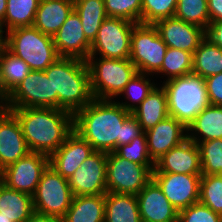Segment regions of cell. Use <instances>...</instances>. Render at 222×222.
<instances>
[{
	"instance_id": "obj_1",
	"label": "cell",
	"mask_w": 222,
	"mask_h": 222,
	"mask_svg": "<svg viewBox=\"0 0 222 222\" xmlns=\"http://www.w3.org/2000/svg\"><path fill=\"white\" fill-rule=\"evenodd\" d=\"M73 129L94 151L114 152L144 131L138 120L112 100L93 99L73 115Z\"/></svg>"
},
{
	"instance_id": "obj_2",
	"label": "cell",
	"mask_w": 222,
	"mask_h": 222,
	"mask_svg": "<svg viewBox=\"0 0 222 222\" xmlns=\"http://www.w3.org/2000/svg\"><path fill=\"white\" fill-rule=\"evenodd\" d=\"M18 119L30 152L54 153L73 129V114L59 108L8 109Z\"/></svg>"
},
{
	"instance_id": "obj_3",
	"label": "cell",
	"mask_w": 222,
	"mask_h": 222,
	"mask_svg": "<svg viewBox=\"0 0 222 222\" xmlns=\"http://www.w3.org/2000/svg\"><path fill=\"white\" fill-rule=\"evenodd\" d=\"M44 72L53 85V108L63 109L74 115L94 99L85 60L59 57Z\"/></svg>"
},
{
	"instance_id": "obj_4",
	"label": "cell",
	"mask_w": 222,
	"mask_h": 222,
	"mask_svg": "<svg viewBox=\"0 0 222 222\" xmlns=\"http://www.w3.org/2000/svg\"><path fill=\"white\" fill-rule=\"evenodd\" d=\"M3 46L25 61L31 71H44L60 56L53 37L34 26L17 27L7 32Z\"/></svg>"
},
{
	"instance_id": "obj_5",
	"label": "cell",
	"mask_w": 222,
	"mask_h": 222,
	"mask_svg": "<svg viewBox=\"0 0 222 222\" xmlns=\"http://www.w3.org/2000/svg\"><path fill=\"white\" fill-rule=\"evenodd\" d=\"M89 56L86 60L90 73V89L94 99L111 100L121 94L137 74L135 65L128 59Z\"/></svg>"
},
{
	"instance_id": "obj_6",
	"label": "cell",
	"mask_w": 222,
	"mask_h": 222,
	"mask_svg": "<svg viewBox=\"0 0 222 222\" xmlns=\"http://www.w3.org/2000/svg\"><path fill=\"white\" fill-rule=\"evenodd\" d=\"M167 93L169 115L186 127L208 103L204 79L189 75L163 82Z\"/></svg>"
},
{
	"instance_id": "obj_7",
	"label": "cell",
	"mask_w": 222,
	"mask_h": 222,
	"mask_svg": "<svg viewBox=\"0 0 222 222\" xmlns=\"http://www.w3.org/2000/svg\"><path fill=\"white\" fill-rule=\"evenodd\" d=\"M167 48L154 25L137 23L132 30L129 60L135 65L137 72L157 74Z\"/></svg>"
},
{
	"instance_id": "obj_8",
	"label": "cell",
	"mask_w": 222,
	"mask_h": 222,
	"mask_svg": "<svg viewBox=\"0 0 222 222\" xmlns=\"http://www.w3.org/2000/svg\"><path fill=\"white\" fill-rule=\"evenodd\" d=\"M32 197L35 212L62 219L71 205L73 195L68 180L49 165Z\"/></svg>"
},
{
	"instance_id": "obj_9",
	"label": "cell",
	"mask_w": 222,
	"mask_h": 222,
	"mask_svg": "<svg viewBox=\"0 0 222 222\" xmlns=\"http://www.w3.org/2000/svg\"><path fill=\"white\" fill-rule=\"evenodd\" d=\"M136 23L123 18L107 17L91 43L89 56L128 59L132 30Z\"/></svg>"
},
{
	"instance_id": "obj_10",
	"label": "cell",
	"mask_w": 222,
	"mask_h": 222,
	"mask_svg": "<svg viewBox=\"0 0 222 222\" xmlns=\"http://www.w3.org/2000/svg\"><path fill=\"white\" fill-rule=\"evenodd\" d=\"M151 179L152 171L146 165L107 153V192L137 195Z\"/></svg>"
},
{
	"instance_id": "obj_11",
	"label": "cell",
	"mask_w": 222,
	"mask_h": 222,
	"mask_svg": "<svg viewBox=\"0 0 222 222\" xmlns=\"http://www.w3.org/2000/svg\"><path fill=\"white\" fill-rule=\"evenodd\" d=\"M48 166L49 156L39 152H29L1 170L0 181L11 189L33 196Z\"/></svg>"
},
{
	"instance_id": "obj_12",
	"label": "cell",
	"mask_w": 222,
	"mask_h": 222,
	"mask_svg": "<svg viewBox=\"0 0 222 222\" xmlns=\"http://www.w3.org/2000/svg\"><path fill=\"white\" fill-rule=\"evenodd\" d=\"M7 108H53V85L44 71H31L7 96Z\"/></svg>"
},
{
	"instance_id": "obj_13",
	"label": "cell",
	"mask_w": 222,
	"mask_h": 222,
	"mask_svg": "<svg viewBox=\"0 0 222 222\" xmlns=\"http://www.w3.org/2000/svg\"><path fill=\"white\" fill-rule=\"evenodd\" d=\"M106 168L107 153L94 151L68 179L72 195L106 194Z\"/></svg>"
},
{
	"instance_id": "obj_14",
	"label": "cell",
	"mask_w": 222,
	"mask_h": 222,
	"mask_svg": "<svg viewBox=\"0 0 222 222\" xmlns=\"http://www.w3.org/2000/svg\"><path fill=\"white\" fill-rule=\"evenodd\" d=\"M201 176L202 174L152 171V178L178 211L199 202Z\"/></svg>"
},
{
	"instance_id": "obj_15",
	"label": "cell",
	"mask_w": 222,
	"mask_h": 222,
	"mask_svg": "<svg viewBox=\"0 0 222 222\" xmlns=\"http://www.w3.org/2000/svg\"><path fill=\"white\" fill-rule=\"evenodd\" d=\"M93 152L92 146L73 130L65 142L49 156V165L68 180Z\"/></svg>"
},
{
	"instance_id": "obj_16",
	"label": "cell",
	"mask_w": 222,
	"mask_h": 222,
	"mask_svg": "<svg viewBox=\"0 0 222 222\" xmlns=\"http://www.w3.org/2000/svg\"><path fill=\"white\" fill-rule=\"evenodd\" d=\"M136 198L142 222H178V210L153 178Z\"/></svg>"
},
{
	"instance_id": "obj_17",
	"label": "cell",
	"mask_w": 222,
	"mask_h": 222,
	"mask_svg": "<svg viewBox=\"0 0 222 222\" xmlns=\"http://www.w3.org/2000/svg\"><path fill=\"white\" fill-rule=\"evenodd\" d=\"M154 26L167 47L188 51L192 54L205 38L203 28L189 24L176 17L159 20Z\"/></svg>"
},
{
	"instance_id": "obj_18",
	"label": "cell",
	"mask_w": 222,
	"mask_h": 222,
	"mask_svg": "<svg viewBox=\"0 0 222 222\" xmlns=\"http://www.w3.org/2000/svg\"><path fill=\"white\" fill-rule=\"evenodd\" d=\"M52 37L60 57H73L85 61L88 59L91 43L84 35L80 17L75 10Z\"/></svg>"
},
{
	"instance_id": "obj_19",
	"label": "cell",
	"mask_w": 222,
	"mask_h": 222,
	"mask_svg": "<svg viewBox=\"0 0 222 222\" xmlns=\"http://www.w3.org/2000/svg\"><path fill=\"white\" fill-rule=\"evenodd\" d=\"M29 152L17 117L7 110L0 115V171Z\"/></svg>"
},
{
	"instance_id": "obj_20",
	"label": "cell",
	"mask_w": 222,
	"mask_h": 222,
	"mask_svg": "<svg viewBox=\"0 0 222 222\" xmlns=\"http://www.w3.org/2000/svg\"><path fill=\"white\" fill-rule=\"evenodd\" d=\"M187 127L179 120L168 116L155 127L145 131L148 153L156 162L162 155L187 139Z\"/></svg>"
},
{
	"instance_id": "obj_21",
	"label": "cell",
	"mask_w": 222,
	"mask_h": 222,
	"mask_svg": "<svg viewBox=\"0 0 222 222\" xmlns=\"http://www.w3.org/2000/svg\"><path fill=\"white\" fill-rule=\"evenodd\" d=\"M153 171L178 174H202L200 150L198 145L184 140L162 155L154 165Z\"/></svg>"
},
{
	"instance_id": "obj_22",
	"label": "cell",
	"mask_w": 222,
	"mask_h": 222,
	"mask_svg": "<svg viewBox=\"0 0 222 222\" xmlns=\"http://www.w3.org/2000/svg\"><path fill=\"white\" fill-rule=\"evenodd\" d=\"M73 10L74 3L67 0H40L33 26L53 36Z\"/></svg>"
},
{
	"instance_id": "obj_23",
	"label": "cell",
	"mask_w": 222,
	"mask_h": 222,
	"mask_svg": "<svg viewBox=\"0 0 222 222\" xmlns=\"http://www.w3.org/2000/svg\"><path fill=\"white\" fill-rule=\"evenodd\" d=\"M193 131L190 135L188 132ZM195 131V132H194ZM187 138L196 144L212 139H222V106L208 104L187 126ZM201 137V138H199Z\"/></svg>"
},
{
	"instance_id": "obj_24",
	"label": "cell",
	"mask_w": 222,
	"mask_h": 222,
	"mask_svg": "<svg viewBox=\"0 0 222 222\" xmlns=\"http://www.w3.org/2000/svg\"><path fill=\"white\" fill-rule=\"evenodd\" d=\"M131 114L138 120L143 131L155 127L169 116L168 98L163 86L155 87Z\"/></svg>"
},
{
	"instance_id": "obj_25",
	"label": "cell",
	"mask_w": 222,
	"mask_h": 222,
	"mask_svg": "<svg viewBox=\"0 0 222 222\" xmlns=\"http://www.w3.org/2000/svg\"><path fill=\"white\" fill-rule=\"evenodd\" d=\"M105 194L73 196L62 222H104Z\"/></svg>"
},
{
	"instance_id": "obj_26",
	"label": "cell",
	"mask_w": 222,
	"mask_h": 222,
	"mask_svg": "<svg viewBox=\"0 0 222 222\" xmlns=\"http://www.w3.org/2000/svg\"><path fill=\"white\" fill-rule=\"evenodd\" d=\"M33 197L0 181V213L13 222H25L34 213Z\"/></svg>"
},
{
	"instance_id": "obj_27",
	"label": "cell",
	"mask_w": 222,
	"mask_h": 222,
	"mask_svg": "<svg viewBox=\"0 0 222 222\" xmlns=\"http://www.w3.org/2000/svg\"><path fill=\"white\" fill-rule=\"evenodd\" d=\"M104 222H142L136 195L107 192Z\"/></svg>"
},
{
	"instance_id": "obj_28",
	"label": "cell",
	"mask_w": 222,
	"mask_h": 222,
	"mask_svg": "<svg viewBox=\"0 0 222 222\" xmlns=\"http://www.w3.org/2000/svg\"><path fill=\"white\" fill-rule=\"evenodd\" d=\"M31 72L29 65L8 51L0 50V88L8 96Z\"/></svg>"
},
{
	"instance_id": "obj_29",
	"label": "cell",
	"mask_w": 222,
	"mask_h": 222,
	"mask_svg": "<svg viewBox=\"0 0 222 222\" xmlns=\"http://www.w3.org/2000/svg\"><path fill=\"white\" fill-rule=\"evenodd\" d=\"M192 75L207 78L222 72V49L204 38L193 53Z\"/></svg>"
},
{
	"instance_id": "obj_30",
	"label": "cell",
	"mask_w": 222,
	"mask_h": 222,
	"mask_svg": "<svg viewBox=\"0 0 222 222\" xmlns=\"http://www.w3.org/2000/svg\"><path fill=\"white\" fill-rule=\"evenodd\" d=\"M74 10L80 17L86 39L92 43L102 22L108 17L104 0H76Z\"/></svg>"
},
{
	"instance_id": "obj_31",
	"label": "cell",
	"mask_w": 222,
	"mask_h": 222,
	"mask_svg": "<svg viewBox=\"0 0 222 222\" xmlns=\"http://www.w3.org/2000/svg\"><path fill=\"white\" fill-rule=\"evenodd\" d=\"M40 0H7L6 14L0 24L1 31L33 26ZM6 24V25H5Z\"/></svg>"
},
{
	"instance_id": "obj_32",
	"label": "cell",
	"mask_w": 222,
	"mask_h": 222,
	"mask_svg": "<svg viewBox=\"0 0 222 222\" xmlns=\"http://www.w3.org/2000/svg\"><path fill=\"white\" fill-rule=\"evenodd\" d=\"M193 54L168 47L165 53L161 69L157 73H163L168 76L166 81L192 75Z\"/></svg>"
},
{
	"instance_id": "obj_33",
	"label": "cell",
	"mask_w": 222,
	"mask_h": 222,
	"mask_svg": "<svg viewBox=\"0 0 222 222\" xmlns=\"http://www.w3.org/2000/svg\"><path fill=\"white\" fill-rule=\"evenodd\" d=\"M174 17L204 30L210 23L207 0H178Z\"/></svg>"
},
{
	"instance_id": "obj_34",
	"label": "cell",
	"mask_w": 222,
	"mask_h": 222,
	"mask_svg": "<svg viewBox=\"0 0 222 222\" xmlns=\"http://www.w3.org/2000/svg\"><path fill=\"white\" fill-rule=\"evenodd\" d=\"M146 77H148L147 74L137 72L120 94L125 93L126 99L131 100L133 104L128 102L117 103L129 112L134 111L156 87L155 83H151V80Z\"/></svg>"
},
{
	"instance_id": "obj_35",
	"label": "cell",
	"mask_w": 222,
	"mask_h": 222,
	"mask_svg": "<svg viewBox=\"0 0 222 222\" xmlns=\"http://www.w3.org/2000/svg\"><path fill=\"white\" fill-rule=\"evenodd\" d=\"M202 175H222V139L199 142Z\"/></svg>"
},
{
	"instance_id": "obj_36",
	"label": "cell",
	"mask_w": 222,
	"mask_h": 222,
	"mask_svg": "<svg viewBox=\"0 0 222 222\" xmlns=\"http://www.w3.org/2000/svg\"><path fill=\"white\" fill-rule=\"evenodd\" d=\"M199 202L222 215V175H202Z\"/></svg>"
},
{
	"instance_id": "obj_37",
	"label": "cell",
	"mask_w": 222,
	"mask_h": 222,
	"mask_svg": "<svg viewBox=\"0 0 222 222\" xmlns=\"http://www.w3.org/2000/svg\"><path fill=\"white\" fill-rule=\"evenodd\" d=\"M114 152L131 162L146 165L151 171L154 169L155 162L149 156L145 132L134 138L129 144L117 147Z\"/></svg>"
},
{
	"instance_id": "obj_38",
	"label": "cell",
	"mask_w": 222,
	"mask_h": 222,
	"mask_svg": "<svg viewBox=\"0 0 222 222\" xmlns=\"http://www.w3.org/2000/svg\"><path fill=\"white\" fill-rule=\"evenodd\" d=\"M104 6L108 17L142 24V0H104Z\"/></svg>"
},
{
	"instance_id": "obj_39",
	"label": "cell",
	"mask_w": 222,
	"mask_h": 222,
	"mask_svg": "<svg viewBox=\"0 0 222 222\" xmlns=\"http://www.w3.org/2000/svg\"><path fill=\"white\" fill-rule=\"evenodd\" d=\"M178 0H142V24L174 17Z\"/></svg>"
},
{
	"instance_id": "obj_40",
	"label": "cell",
	"mask_w": 222,
	"mask_h": 222,
	"mask_svg": "<svg viewBox=\"0 0 222 222\" xmlns=\"http://www.w3.org/2000/svg\"><path fill=\"white\" fill-rule=\"evenodd\" d=\"M220 217L200 202L178 211V222H220Z\"/></svg>"
},
{
	"instance_id": "obj_41",
	"label": "cell",
	"mask_w": 222,
	"mask_h": 222,
	"mask_svg": "<svg viewBox=\"0 0 222 222\" xmlns=\"http://www.w3.org/2000/svg\"><path fill=\"white\" fill-rule=\"evenodd\" d=\"M208 103L222 106V72L204 79Z\"/></svg>"
},
{
	"instance_id": "obj_42",
	"label": "cell",
	"mask_w": 222,
	"mask_h": 222,
	"mask_svg": "<svg viewBox=\"0 0 222 222\" xmlns=\"http://www.w3.org/2000/svg\"><path fill=\"white\" fill-rule=\"evenodd\" d=\"M205 38L222 49V21L210 22L205 29Z\"/></svg>"
},
{
	"instance_id": "obj_43",
	"label": "cell",
	"mask_w": 222,
	"mask_h": 222,
	"mask_svg": "<svg viewBox=\"0 0 222 222\" xmlns=\"http://www.w3.org/2000/svg\"><path fill=\"white\" fill-rule=\"evenodd\" d=\"M210 22L222 21V0H207Z\"/></svg>"
},
{
	"instance_id": "obj_44",
	"label": "cell",
	"mask_w": 222,
	"mask_h": 222,
	"mask_svg": "<svg viewBox=\"0 0 222 222\" xmlns=\"http://www.w3.org/2000/svg\"><path fill=\"white\" fill-rule=\"evenodd\" d=\"M25 222H62V219L34 212Z\"/></svg>"
},
{
	"instance_id": "obj_45",
	"label": "cell",
	"mask_w": 222,
	"mask_h": 222,
	"mask_svg": "<svg viewBox=\"0 0 222 222\" xmlns=\"http://www.w3.org/2000/svg\"><path fill=\"white\" fill-rule=\"evenodd\" d=\"M1 103L3 105H1ZM8 110L7 108V96L3 93L0 88V115L5 113Z\"/></svg>"
},
{
	"instance_id": "obj_46",
	"label": "cell",
	"mask_w": 222,
	"mask_h": 222,
	"mask_svg": "<svg viewBox=\"0 0 222 222\" xmlns=\"http://www.w3.org/2000/svg\"><path fill=\"white\" fill-rule=\"evenodd\" d=\"M7 0H0V24L6 14Z\"/></svg>"
},
{
	"instance_id": "obj_47",
	"label": "cell",
	"mask_w": 222,
	"mask_h": 222,
	"mask_svg": "<svg viewBox=\"0 0 222 222\" xmlns=\"http://www.w3.org/2000/svg\"><path fill=\"white\" fill-rule=\"evenodd\" d=\"M0 222H13V221L2 215V213H0Z\"/></svg>"
},
{
	"instance_id": "obj_48",
	"label": "cell",
	"mask_w": 222,
	"mask_h": 222,
	"mask_svg": "<svg viewBox=\"0 0 222 222\" xmlns=\"http://www.w3.org/2000/svg\"><path fill=\"white\" fill-rule=\"evenodd\" d=\"M3 42H4L3 32L1 31V28H0V50L3 47Z\"/></svg>"
},
{
	"instance_id": "obj_49",
	"label": "cell",
	"mask_w": 222,
	"mask_h": 222,
	"mask_svg": "<svg viewBox=\"0 0 222 222\" xmlns=\"http://www.w3.org/2000/svg\"><path fill=\"white\" fill-rule=\"evenodd\" d=\"M67 1L74 3L76 0H67Z\"/></svg>"
}]
</instances>
